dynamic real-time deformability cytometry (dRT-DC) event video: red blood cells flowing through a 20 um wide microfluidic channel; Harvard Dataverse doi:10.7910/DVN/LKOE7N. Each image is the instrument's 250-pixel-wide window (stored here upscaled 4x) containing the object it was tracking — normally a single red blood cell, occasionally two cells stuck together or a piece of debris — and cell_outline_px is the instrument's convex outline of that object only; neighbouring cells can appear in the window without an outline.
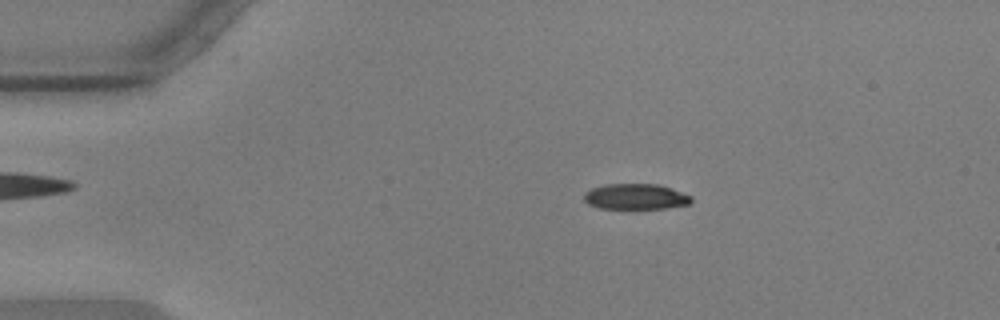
{"species": "common noctule bat (a hibernating species)", "species_latin": "Nyctalus noctula", "temperature_condition": "warm", "stored_images_in_passage": 49, "camera_frame_rate_fps": 3000, "um_per_image_px": 0.085, "animal": {"sex": "male", "body_mass_g": 17.9, "forearm_length_mm": 54.2}, "frame": {"image": 1, "passage_image": 3, "time_ms": 0.667, "image_size_px": [1000, 320], "cell_outline_px": [[692, 200], [688, 204], [668, 208], [636, 212], [600, 208], [588, 204], [584, 200], [584, 192], [592, 188], [604, 184], [660, 184], [672, 188], [692, 196]], "centroid_in_image_um": [54.03, 16.76], "position_along_channel_um": 31.0, "area_um2": 17.05}}
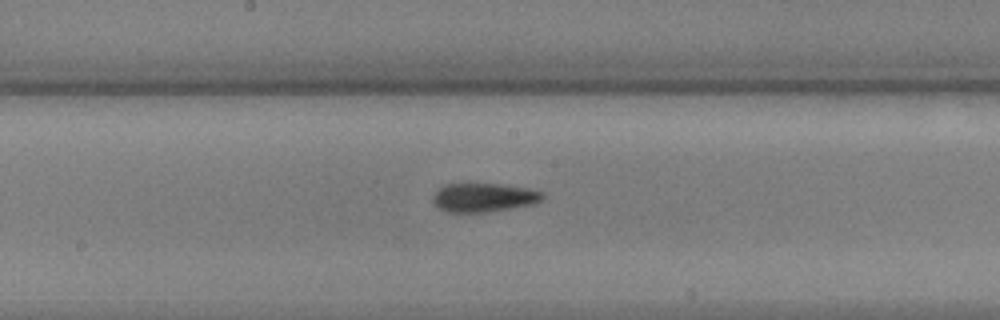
{"frame": {"image": 2, "passage_image": 22, "time_ms": 7.0, "image_size_px": [1000, 320], "cell_outline_px": [[544, 196], [536, 204], [488, 212], [444, 212], [436, 208], [432, 204], [432, 196], [444, 184], [500, 184], [528, 188], [540, 192]], "centroid_in_image_um": [41.06, 16.8], "position_along_channel_um": 207.1, "area_um2": 18.55}}
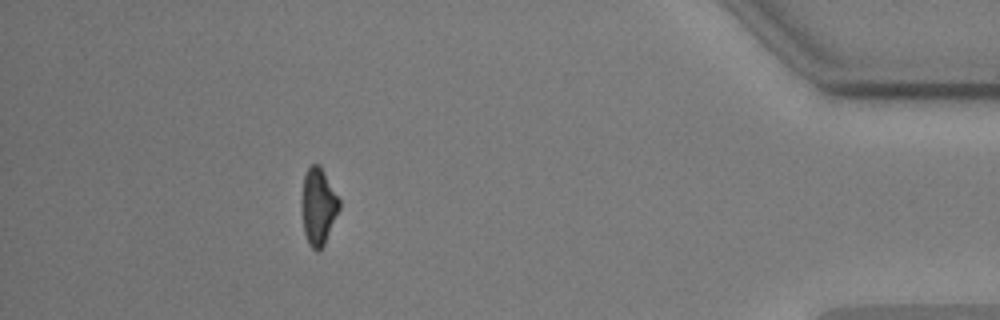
{"frame": {"image": 3, "passage_image": 43, "time_ms": 14.0, "image_size_px": [1000, 320], "cell_outline_px": [[340, 208], [324, 244], [316, 252], [308, 244], [304, 232], [300, 208], [300, 200], [304, 176], [308, 168], [312, 164], [320, 164], [340, 200]], "centroid_in_image_um": [27.02, 17.53], "position_along_channel_um": 408.2, "area_um2": 17.05}, "authors_computed_cell_mechanics": {"area_um2": 17.8602, "velocity_mm_per_s": 3.588, "shape_relaxation_time_tau1_ms": 6.1981, "shape_relaxation_time_tau2_ms": 4.3879, "deformation_change_tau1": 0.1976, "deformation_change_tau2": 0.1075}}